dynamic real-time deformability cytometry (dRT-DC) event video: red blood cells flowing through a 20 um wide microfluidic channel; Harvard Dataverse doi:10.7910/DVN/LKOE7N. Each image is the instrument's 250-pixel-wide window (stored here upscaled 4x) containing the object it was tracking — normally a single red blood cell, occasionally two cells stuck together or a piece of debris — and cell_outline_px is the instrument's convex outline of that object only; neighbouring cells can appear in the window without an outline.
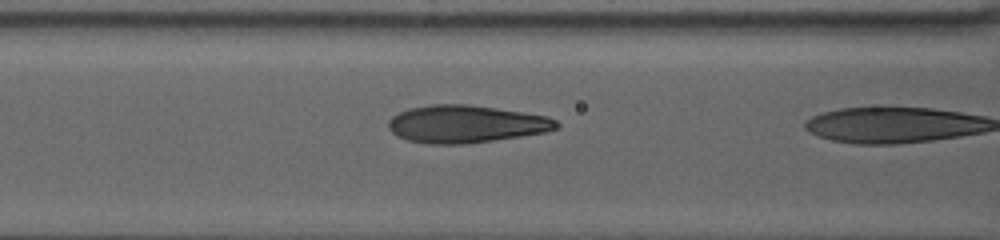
{"species": "human", "species_latin": "Homo sapiens", "temperature_condition": "warm", "stored_images_in_passage": 32, "camera_frame_rate_fps": 3000, "um_per_image_px": 0.085, "donor": {"sex": "female"}, "frame": {"image": 1, "passage_image": 30, "time_ms": 9.667, "image_size_px": [1000, 240], "cell_outline_px": [[560, 128], [544, 132], [520, 136], [464, 144], [432, 144], [408, 140], [396, 136], [388, 128], [388, 120], [392, 116], [408, 108], [432, 104], [468, 104], [496, 108], [548, 116], [556, 120], [560, 124]], "centroid_in_image_um": [39.59, 10.53], "position_along_channel_um": 127.0, "area_um2": 36.76}}